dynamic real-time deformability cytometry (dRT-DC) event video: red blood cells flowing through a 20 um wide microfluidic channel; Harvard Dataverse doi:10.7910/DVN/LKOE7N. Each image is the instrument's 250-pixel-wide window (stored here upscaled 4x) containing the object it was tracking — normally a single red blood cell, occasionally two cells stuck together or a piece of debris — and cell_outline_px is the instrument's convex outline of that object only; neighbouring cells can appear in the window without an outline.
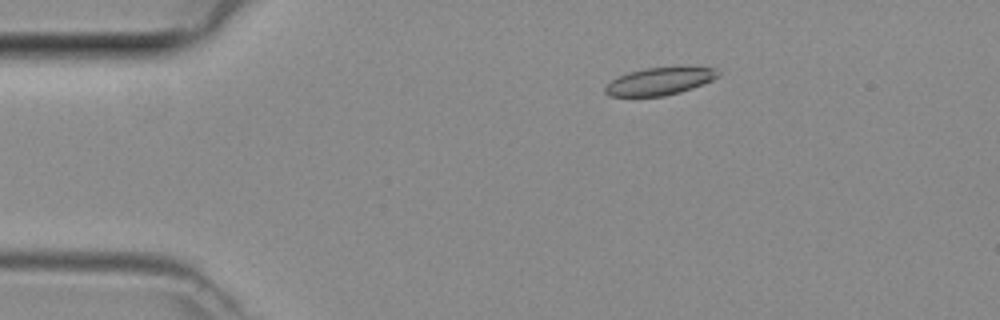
{"species": "common noctule bat (a hibernating species)", "species_latin": "Nyctalus noctula", "temperature_condition": "room temperature", "stored_images_in_passage": 5, "camera_frame_rate_fps": 3000, "um_per_image_px": 0.085, "animal": {"sex": "female", "body_mass_g": 29.2, "forearm_length_mm": 56.3}, "frame": {"image": 1, "passage_image": 3, "time_ms": 0.667, "image_size_px": [1000, 320], "cell_outline_px": [[720, 76], [712, 80], [692, 88], [680, 92], [664, 96], [608, 96], [604, 92], [604, 88], [612, 80], [628, 72], [644, 68], [716, 68], [720, 72]], "centroid_in_image_um": [56.05, 6.92], "position_along_channel_um": 29.0, "area_um2": 17.74}}
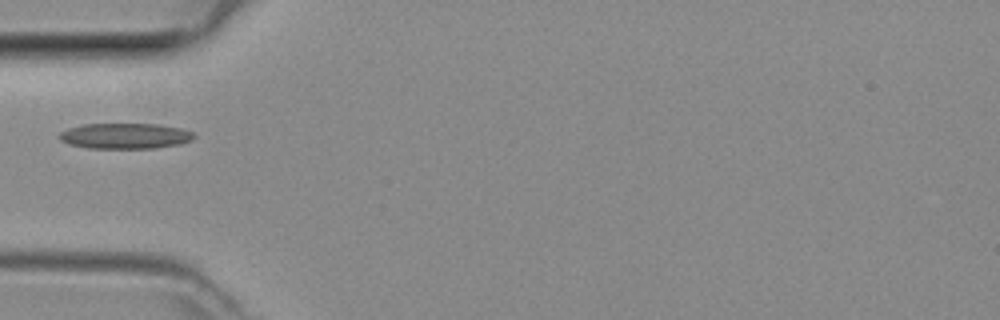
{"frame": {"image": 2, "passage_image": 5, "time_ms": 1.333, "image_size_px": [1000, 320], "cell_outline_px": [[196, 136], [192, 140], [180, 144], [152, 148], [88, 148], [68, 144], [60, 140], [56, 136], [60, 132], [68, 128], [84, 124], [156, 124], [180, 128], [192, 132]], "centroid_in_image_um": [10.6, 11.55], "position_along_channel_um": 74.4, "area_um2": 20.11}}